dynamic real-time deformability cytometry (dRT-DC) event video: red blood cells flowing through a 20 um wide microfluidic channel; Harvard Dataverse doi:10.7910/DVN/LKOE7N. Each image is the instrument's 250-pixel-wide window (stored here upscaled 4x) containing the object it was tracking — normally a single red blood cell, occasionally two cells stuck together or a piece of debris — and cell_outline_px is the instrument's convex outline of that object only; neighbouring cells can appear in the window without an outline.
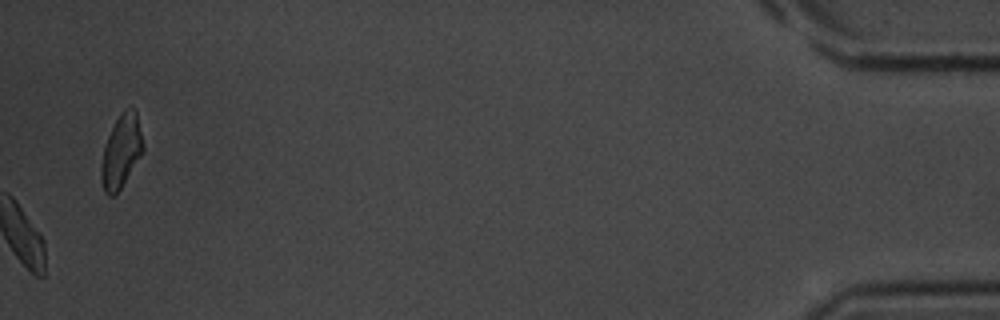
{"species": "common noctule bat (a hibernating species)", "species_latin": "Nyctalus noctula", "temperature_condition": "room temperature", "stored_images_in_passage": 26, "camera_frame_rate_fps": 3000, "um_per_image_px": 0.085, "animal": {"sex": "male", "body_mass_g": 20.1, "forearm_length_mm": 53.5}, "frame": {"image": 1, "passage_image": 26, "time_ms": 8.333, "image_size_px": [1000, 320], "cell_outline_px": [[144, 152], [120, 188], [112, 196], [108, 196], [104, 192], [100, 176], [100, 168], [104, 144], [116, 120], [124, 108], [132, 108], [136, 112], [144, 144]], "centroid_in_image_um": [10.3, 12.87], "position_along_channel_um": 424.9, "area_um2": 17.8}}